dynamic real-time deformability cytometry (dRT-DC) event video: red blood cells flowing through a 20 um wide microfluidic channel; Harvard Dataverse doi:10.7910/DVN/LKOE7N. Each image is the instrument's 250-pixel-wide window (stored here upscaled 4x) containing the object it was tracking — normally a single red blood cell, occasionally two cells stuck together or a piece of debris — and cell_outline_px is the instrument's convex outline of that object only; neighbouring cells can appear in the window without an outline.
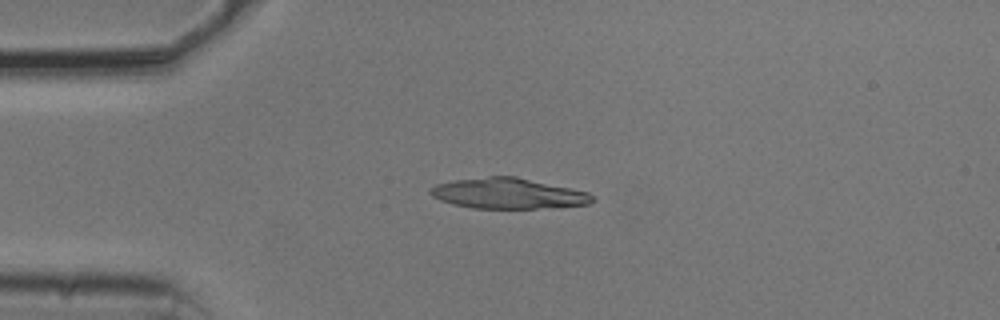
{"species": "common noctule bat (a hibernating species)", "species_latin": "Nyctalus noctula", "temperature_condition": "cold", "stored_images_in_passage": 42, "camera_frame_rate_fps": 3000, "um_per_image_px": 0.085, "animal": {"sex": "male", "body_mass_g": 20.5, "forearm_length_mm": 52.5}, "frame": {"image": 1, "passage_image": 1, "time_ms": 0.0, "image_size_px": [1000, 320], "cell_outline_px": [[596, 200], [588, 204], [536, 208], [472, 208], [452, 204], [440, 200], [432, 196], [428, 192], [428, 188], [436, 184], [456, 180], [488, 176], [516, 176], [588, 192], [596, 196]], "centroid_in_image_um": [43.17, 16.44], "position_along_channel_um": 41.8, "area_um2": 28.84}}
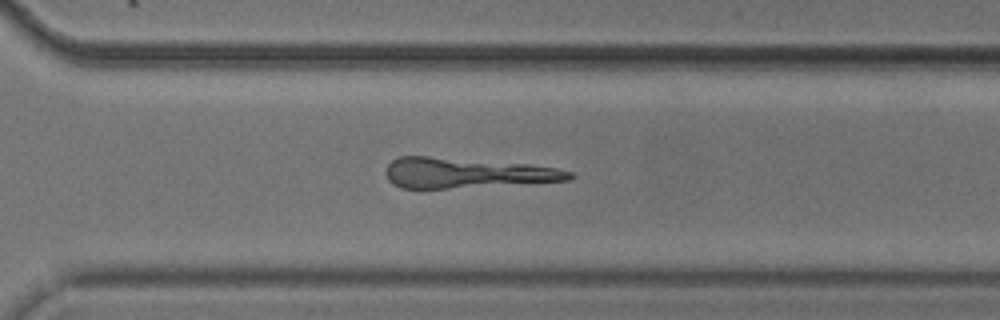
{"frame": {"image": 2, "passage_image": 26, "time_ms": 8.333, "image_size_px": [1000, 320], "cell_outline_px": [[576, 176], [572, 180], [448, 188], [400, 188], [392, 184], [388, 180], [384, 172], [388, 164], [392, 160], [400, 156], [428, 156], [528, 164], [556, 168], [572, 172]], "centroid_in_image_um": [39.62, 14.69], "position_along_channel_um": 331.0, "area_um2": 32.19}}